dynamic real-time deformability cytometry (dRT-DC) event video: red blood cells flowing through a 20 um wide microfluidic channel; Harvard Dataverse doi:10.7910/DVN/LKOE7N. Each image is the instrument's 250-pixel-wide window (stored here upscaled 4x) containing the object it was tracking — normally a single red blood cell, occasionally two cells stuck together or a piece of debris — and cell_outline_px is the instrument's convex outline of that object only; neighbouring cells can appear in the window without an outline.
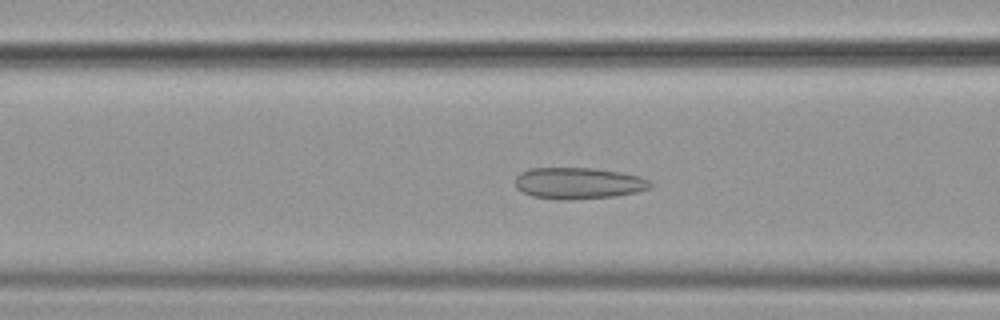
{"species": "common noctule bat (a hibernating species)", "species_latin": "Nyctalus noctula", "temperature_condition": "cold", "stored_images_in_passage": 56, "camera_frame_rate_fps": 3000, "um_per_image_px": 0.085, "animal": {"sex": "female", "body_mass_g": 19.9}, "frame": {"image": 1, "passage_image": 23, "time_ms": 7.333, "image_size_px": [1000, 320], "cell_outline_px": [[652, 184], [648, 188], [636, 192], [616, 196], [572, 200], [560, 200], [532, 196], [516, 188], [516, 176], [520, 172], [532, 168], [592, 168], [620, 172], [640, 176], [652, 180]], "centroid_in_image_um": [49.18, 15.58], "position_along_channel_um": 117.4, "area_um2": 24.85}}
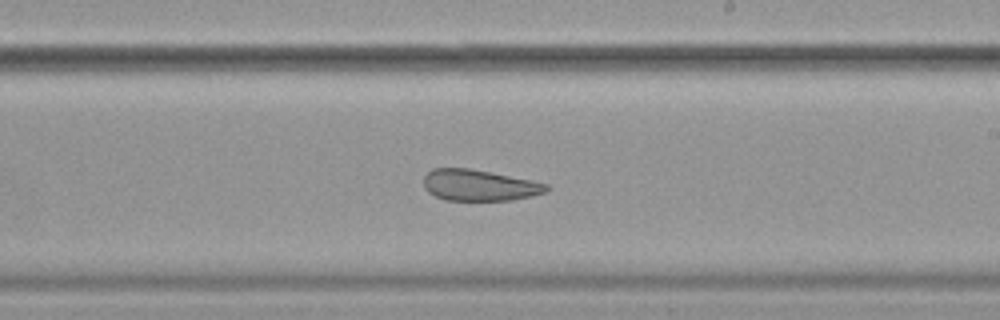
{"frame": {"image": 2, "passage_image": 34, "time_ms": 11.0, "image_size_px": [1000, 320], "cell_outline_px": [[548, 188], [544, 192], [532, 196], [512, 200], [444, 200], [428, 192], [424, 188], [424, 176], [432, 168], [468, 168], [532, 180], [548, 184]], "centroid_in_image_um": [40.71, 15.75], "position_along_channel_um": 248.3, "area_um2": 22.2}}
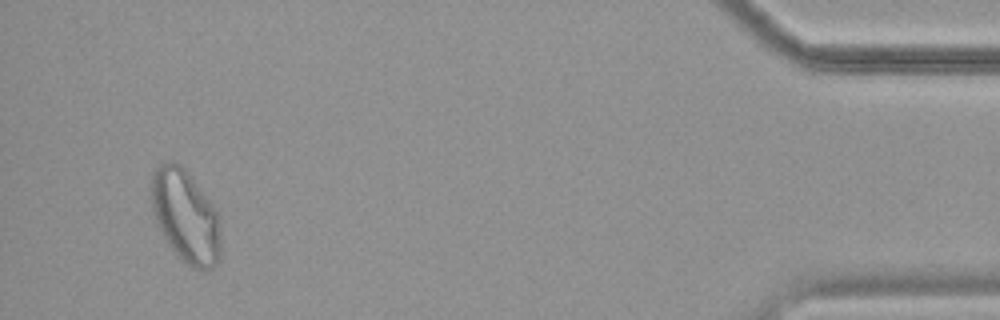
{"frame": {"image": 3, "passage_image": 54, "time_ms": 17.667, "image_size_px": [1000, 320], "cell_outline_px": [[220, 260], [212, 268], [192, 268], [172, 248], [164, 236], [156, 220], [152, 208], [152, 172], [160, 164], [168, 160], [176, 160], [184, 168], [216, 212], [220, 232]], "centroid_in_image_um": [15.76, 18.36], "position_along_channel_um": 419.4, "area_um2": 36.47}, "authors_computed_cell_mechanics": {"area_um2": 28.7844, "velocity_mm_per_s": 3.5831, "shape_relaxation_time_tau1_ms": null, "shape_relaxation_time_tau2_ms": 2.2652, "deformation_change_tau1": null, "deformation_change_tau2": 0.0836}}